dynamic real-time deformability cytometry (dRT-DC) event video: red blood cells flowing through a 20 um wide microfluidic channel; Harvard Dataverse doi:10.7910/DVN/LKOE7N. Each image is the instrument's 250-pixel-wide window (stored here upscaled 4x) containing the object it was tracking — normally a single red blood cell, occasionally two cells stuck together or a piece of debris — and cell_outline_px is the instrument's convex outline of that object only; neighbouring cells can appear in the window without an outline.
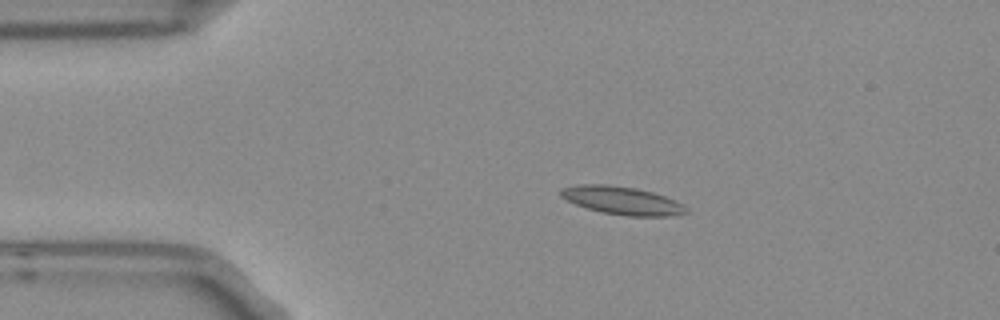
{"species": "Egyptian fruit bat (a non-hibernating species)", "species_latin": "Rousettus aegyptiacus", "temperature_condition": "room temperature", "stored_images_in_passage": 4, "camera_frame_rate_fps": 3000, "um_per_image_px": 0.085, "frame": {"image": 1, "passage_image": 2, "time_ms": 0.333, "image_size_px": [1000, 320], "cell_outline_px": [[688, 212], [668, 216], [628, 216], [604, 212], [588, 208], [576, 204], [560, 196], [560, 188], [576, 184], [608, 184], [636, 188], [652, 192], [664, 196], [684, 204], [688, 208]], "centroid_in_image_um": [52.87, 17.03], "position_along_channel_um": 32.1, "area_um2": 20.4}}
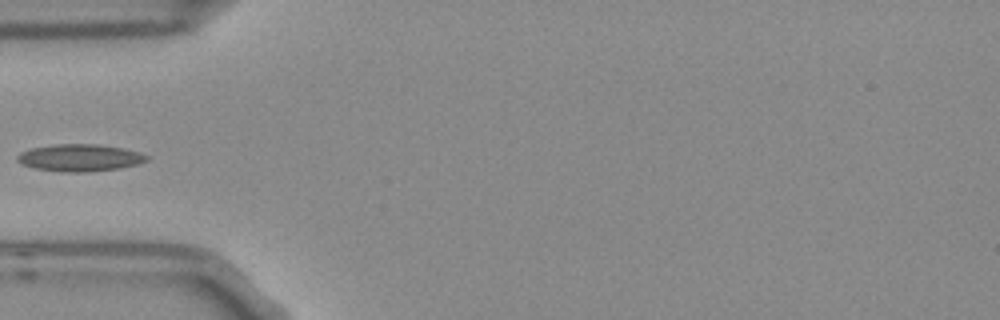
{"frame": {"image": 2, "passage_image": 4, "time_ms": 1.0, "image_size_px": [1000, 320], "cell_outline_px": [[148, 160], [136, 164], [120, 168], [88, 172], [60, 172], [36, 168], [24, 164], [16, 160], [16, 156], [20, 152], [32, 148], [56, 144], [96, 144], [124, 148], [148, 156]], "centroid_in_image_um": [6.76, 13.41], "position_along_channel_um": 78.2, "area_um2": 20.29}}